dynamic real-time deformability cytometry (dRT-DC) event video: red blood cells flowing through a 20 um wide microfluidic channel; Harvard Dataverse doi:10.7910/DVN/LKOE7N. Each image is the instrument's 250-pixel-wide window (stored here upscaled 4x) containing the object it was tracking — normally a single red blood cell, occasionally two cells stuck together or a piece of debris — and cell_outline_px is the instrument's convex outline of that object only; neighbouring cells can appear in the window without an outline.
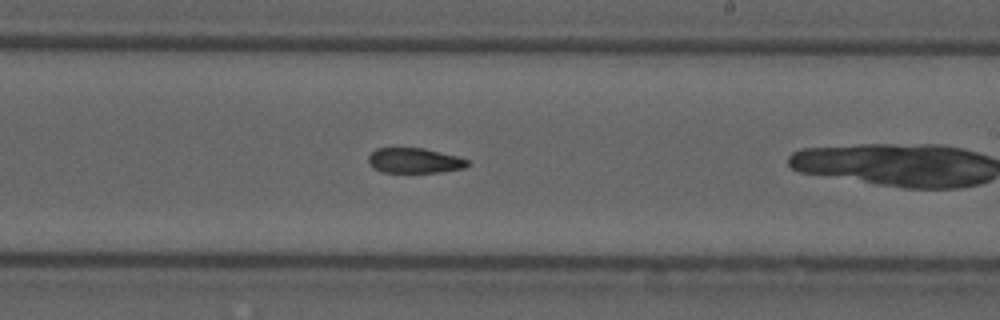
{"species": "common noctule bat (a hibernating species)", "species_latin": "Nyctalus noctula", "temperature_condition": "cold", "stored_images_in_passage": 15, "camera_frame_rate_fps": 3000, "um_per_image_px": 0.085, "animal": {"sex": "male", "forearm_length_mm": 52.5}, "frame": {"image": 1, "passage_image": 14, "time_ms": 4.333, "image_size_px": [1000, 320], "cell_outline_px": [[468, 164], [464, 168], [440, 172], [384, 172], [372, 168], [368, 164], [368, 156], [376, 148], [424, 148], [456, 156], [468, 160]], "centroid_in_image_um": [35.18, 13.65], "position_along_channel_um": 253.8, "area_um2": 14.45}}